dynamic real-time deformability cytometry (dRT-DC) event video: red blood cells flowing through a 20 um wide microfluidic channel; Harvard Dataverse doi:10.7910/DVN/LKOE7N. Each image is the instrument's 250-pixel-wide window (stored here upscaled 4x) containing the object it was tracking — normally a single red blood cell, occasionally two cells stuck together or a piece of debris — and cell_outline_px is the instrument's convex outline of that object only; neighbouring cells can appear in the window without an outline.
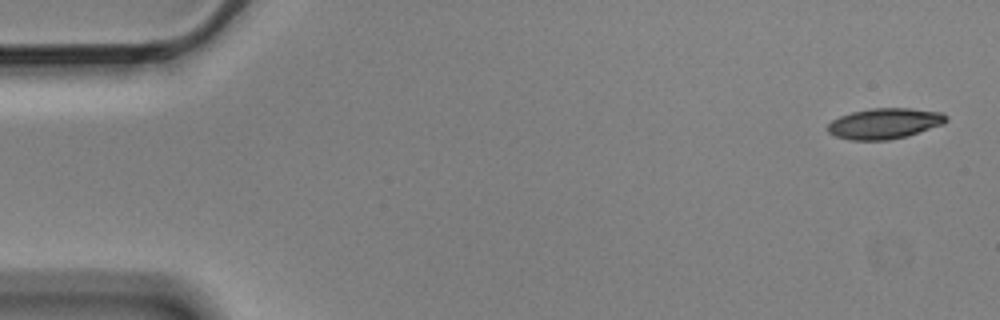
{"species": "Egyptian fruit bat (a non-hibernating species)", "species_latin": "Rousettus aegyptiacus", "temperature_condition": "cold", "stored_images_in_passage": 5, "camera_frame_rate_fps": 3000, "um_per_image_px": 0.085, "animal": {"sex": "male"}, "frame": {"image": 1, "passage_image": 1, "time_ms": 0.0, "image_size_px": [1000, 320], "cell_outline_px": [[948, 120], [944, 124], [908, 136], [888, 140], [848, 140], [836, 136], [828, 132], [828, 124], [832, 120], [840, 116], [852, 112], [872, 108], [912, 108], [940, 112], [948, 116]], "centroid_in_image_um": [75.21, 10.5], "position_along_channel_um": 9.8, "area_um2": 21.27}}
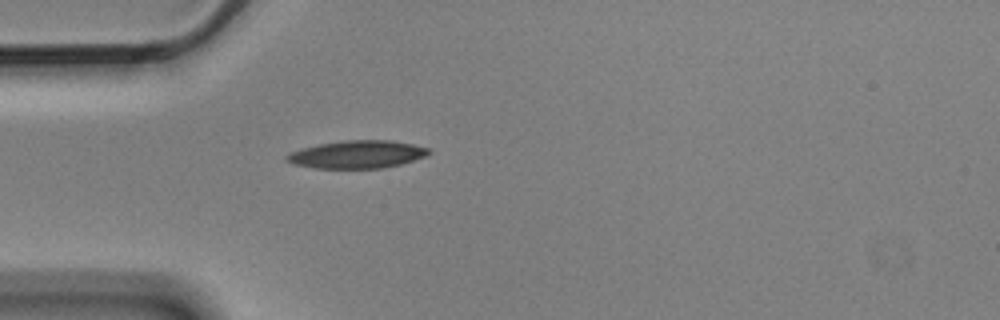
{"frame": {"image": 2, "passage_image": 5, "time_ms": 1.333, "image_size_px": [1000, 320], "cell_outline_px": [[432, 152], [424, 156], [400, 164], [384, 168], [316, 168], [292, 164], [284, 160], [284, 156], [288, 152], [300, 148], [320, 144], [344, 140], [392, 140], [412, 144], [428, 148]], "centroid_in_image_um": [30.29, 13.12], "position_along_channel_um": 54.7, "area_um2": 23.06}}